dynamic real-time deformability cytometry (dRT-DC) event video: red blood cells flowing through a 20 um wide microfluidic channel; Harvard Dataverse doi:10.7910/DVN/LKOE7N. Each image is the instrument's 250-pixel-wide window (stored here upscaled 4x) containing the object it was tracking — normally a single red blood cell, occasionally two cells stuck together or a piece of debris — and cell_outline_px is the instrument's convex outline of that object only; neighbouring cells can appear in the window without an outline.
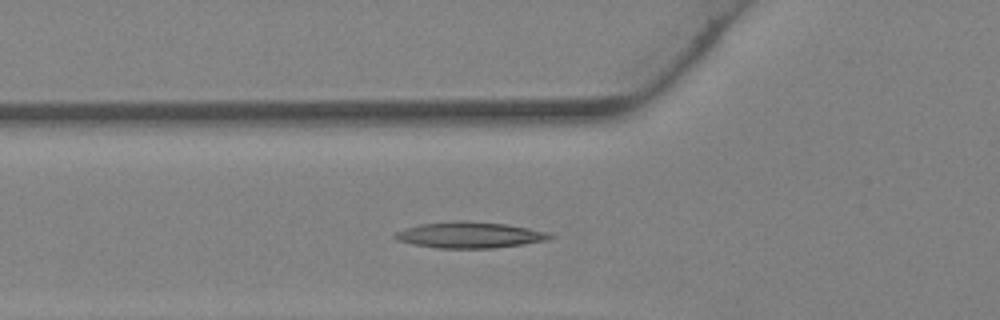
{"species": "Egyptian fruit bat (a non-hibernating species)", "species_latin": "Rousettus aegyptiacus", "temperature_condition": "warm", "stored_images_in_passage": 28, "camera_frame_rate_fps": 3000, "um_per_image_px": 0.085, "animal": {"sex": "female"}, "frame": {"image": 1, "passage_image": 11, "time_ms": 3.333, "image_size_px": [1000, 320], "cell_outline_px": [[556, 236], [548, 240], [492, 248], [436, 248], [412, 244], [396, 240], [392, 236], [396, 232], [420, 224], [452, 220], [464, 220], [508, 224], [548, 232]], "centroid_in_image_um": [39.91, 19.96], "position_along_channel_um": 85.9, "area_um2": 23.64}}
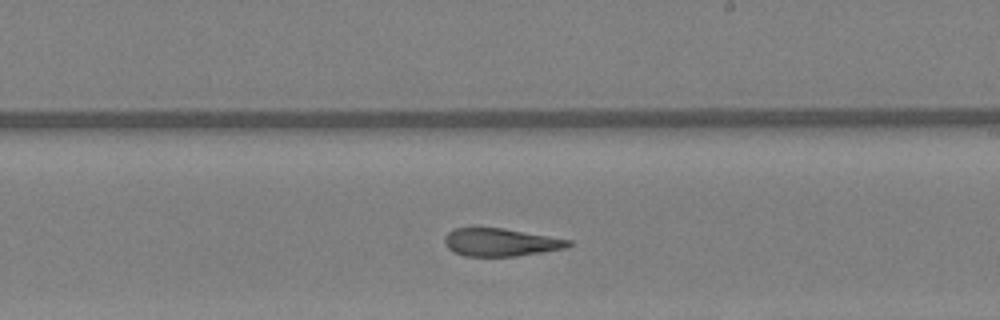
{"frame": {"image": 2, "passage_image": 20, "time_ms": 6.333, "image_size_px": [1000, 320], "cell_outline_px": [[572, 244], [564, 248], [516, 256], [464, 256], [448, 248], [444, 244], [444, 236], [452, 228], [504, 228], [572, 240]], "centroid_in_image_um": [42.52, 20.58], "position_along_channel_um": 246.5, "area_um2": 20.0}}
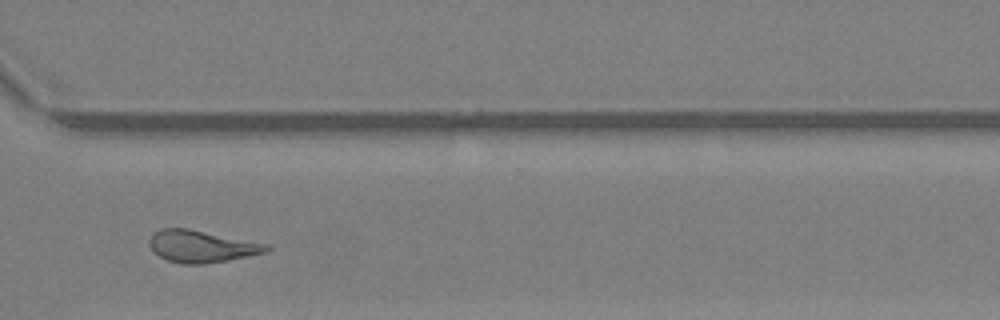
{"frame": {"image": 3, "passage_image": 26, "time_ms": 8.333, "image_size_px": [1000, 320], "cell_outline_px": [[272, 248], [268, 252], [224, 260], [200, 264], [184, 264], [168, 260], [152, 252], [148, 244], [148, 240], [160, 228], [188, 228], [268, 244]], "centroid_in_image_um": [17.11, 20.93], "position_along_channel_um": 353.5, "area_um2": 21.68}}